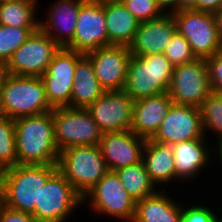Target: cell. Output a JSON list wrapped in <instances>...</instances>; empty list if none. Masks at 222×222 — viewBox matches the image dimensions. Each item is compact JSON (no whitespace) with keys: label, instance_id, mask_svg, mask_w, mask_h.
Instances as JSON below:
<instances>
[{"label":"cell","instance_id":"cell-20","mask_svg":"<svg viewBox=\"0 0 222 222\" xmlns=\"http://www.w3.org/2000/svg\"><path fill=\"white\" fill-rule=\"evenodd\" d=\"M207 138H196L172 145L175 164V181L194 179L213 161L212 146ZM207 145V146H206ZM210 147V148H209ZM210 162V163H209ZM202 169V170H201ZM181 179V180H180Z\"/></svg>","mask_w":222,"mask_h":222},{"label":"cell","instance_id":"cell-26","mask_svg":"<svg viewBox=\"0 0 222 222\" xmlns=\"http://www.w3.org/2000/svg\"><path fill=\"white\" fill-rule=\"evenodd\" d=\"M37 0L0 2V24L19 28H39Z\"/></svg>","mask_w":222,"mask_h":222},{"label":"cell","instance_id":"cell-38","mask_svg":"<svg viewBox=\"0 0 222 222\" xmlns=\"http://www.w3.org/2000/svg\"><path fill=\"white\" fill-rule=\"evenodd\" d=\"M9 76L10 72L8 62L5 60H0V95L1 90Z\"/></svg>","mask_w":222,"mask_h":222},{"label":"cell","instance_id":"cell-29","mask_svg":"<svg viewBox=\"0 0 222 222\" xmlns=\"http://www.w3.org/2000/svg\"><path fill=\"white\" fill-rule=\"evenodd\" d=\"M203 131L222 137V94L212 92L200 106ZM208 129V130H207ZM207 130V131H206Z\"/></svg>","mask_w":222,"mask_h":222},{"label":"cell","instance_id":"cell-11","mask_svg":"<svg viewBox=\"0 0 222 222\" xmlns=\"http://www.w3.org/2000/svg\"><path fill=\"white\" fill-rule=\"evenodd\" d=\"M61 47L40 27L8 61L12 75L41 77Z\"/></svg>","mask_w":222,"mask_h":222},{"label":"cell","instance_id":"cell-39","mask_svg":"<svg viewBox=\"0 0 222 222\" xmlns=\"http://www.w3.org/2000/svg\"><path fill=\"white\" fill-rule=\"evenodd\" d=\"M199 0H179V10L196 9L198 10Z\"/></svg>","mask_w":222,"mask_h":222},{"label":"cell","instance_id":"cell-12","mask_svg":"<svg viewBox=\"0 0 222 222\" xmlns=\"http://www.w3.org/2000/svg\"><path fill=\"white\" fill-rule=\"evenodd\" d=\"M83 55L61 47L40 77L44 83L47 101L52 108L70 107L75 68Z\"/></svg>","mask_w":222,"mask_h":222},{"label":"cell","instance_id":"cell-42","mask_svg":"<svg viewBox=\"0 0 222 222\" xmlns=\"http://www.w3.org/2000/svg\"><path fill=\"white\" fill-rule=\"evenodd\" d=\"M4 206H5V204H4L3 192H2V190H0V216L3 211Z\"/></svg>","mask_w":222,"mask_h":222},{"label":"cell","instance_id":"cell-9","mask_svg":"<svg viewBox=\"0 0 222 222\" xmlns=\"http://www.w3.org/2000/svg\"><path fill=\"white\" fill-rule=\"evenodd\" d=\"M168 93L174 104L200 107L212 93L207 60L196 58L174 67Z\"/></svg>","mask_w":222,"mask_h":222},{"label":"cell","instance_id":"cell-8","mask_svg":"<svg viewBox=\"0 0 222 222\" xmlns=\"http://www.w3.org/2000/svg\"><path fill=\"white\" fill-rule=\"evenodd\" d=\"M83 204V198L57 170L39 195V206L31 213L38 222H66Z\"/></svg>","mask_w":222,"mask_h":222},{"label":"cell","instance_id":"cell-4","mask_svg":"<svg viewBox=\"0 0 222 222\" xmlns=\"http://www.w3.org/2000/svg\"><path fill=\"white\" fill-rule=\"evenodd\" d=\"M57 167L82 198L109 171L99 145L73 146L61 151Z\"/></svg>","mask_w":222,"mask_h":222},{"label":"cell","instance_id":"cell-18","mask_svg":"<svg viewBox=\"0 0 222 222\" xmlns=\"http://www.w3.org/2000/svg\"><path fill=\"white\" fill-rule=\"evenodd\" d=\"M177 31L172 14L158 19L140 22L132 43L128 46L132 55L163 54Z\"/></svg>","mask_w":222,"mask_h":222},{"label":"cell","instance_id":"cell-7","mask_svg":"<svg viewBox=\"0 0 222 222\" xmlns=\"http://www.w3.org/2000/svg\"><path fill=\"white\" fill-rule=\"evenodd\" d=\"M177 31L190 44L196 58H209L222 49L213 13L196 9L172 13Z\"/></svg>","mask_w":222,"mask_h":222},{"label":"cell","instance_id":"cell-5","mask_svg":"<svg viewBox=\"0 0 222 222\" xmlns=\"http://www.w3.org/2000/svg\"><path fill=\"white\" fill-rule=\"evenodd\" d=\"M40 77L12 75L0 95V115L11 119L52 111Z\"/></svg>","mask_w":222,"mask_h":222},{"label":"cell","instance_id":"cell-46","mask_svg":"<svg viewBox=\"0 0 222 222\" xmlns=\"http://www.w3.org/2000/svg\"><path fill=\"white\" fill-rule=\"evenodd\" d=\"M4 1H12V0H0V2H4Z\"/></svg>","mask_w":222,"mask_h":222},{"label":"cell","instance_id":"cell-14","mask_svg":"<svg viewBox=\"0 0 222 222\" xmlns=\"http://www.w3.org/2000/svg\"><path fill=\"white\" fill-rule=\"evenodd\" d=\"M135 100L123 90L105 91L86 109L103 133L130 131Z\"/></svg>","mask_w":222,"mask_h":222},{"label":"cell","instance_id":"cell-27","mask_svg":"<svg viewBox=\"0 0 222 222\" xmlns=\"http://www.w3.org/2000/svg\"><path fill=\"white\" fill-rule=\"evenodd\" d=\"M127 193L138 202L158 190L151 181L143 161L115 171Z\"/></svg>","mask_w":222,"mask_h":222},{"label":"cell","instance_id":"cell-17","mask_svg":"<svg viewBox=\"0 0 222 222\" xmlns=\"http://www.w3.org/2000/svg\"><path fill=\"white\" fill-rule=\"evenodd\" d=\"M146 139L130 131L103 133L99 147L109 171L142 161Z\"/></svg>","mask_w":222,"mask_h":222},{"label":"cell","instance_id":"cell-13","mask_svg":"<svg viewBox=\"0 0 222 222\" xmlns=\"http://www.w3.org/2000/svg\"><path fill=\"white\" fill-rule=\"evenodd\" d=\"M108 46L104 4L86 0L79 9L73 40L67 49L87 54Z\"/></svg>","mask_w":222,"mask_h":222},{"label":"cell","instance_id":"cell-22","mask_svg":"<svg viewBox=\"0 0 222 222\" xmlns=\"http://www.w3.org/2000/svg\"><path fill=\"white\" fill-rule=\"evenodd\" d=\"M182 202L158 191L136 202L132 222H182Z\"/></svg>","mask_w":222,"mask_h":222},{"label":"cell","instance_id":"cell-15","mask_svg":"<svg viewBox=\"0 0 222 222\" xmlns=\"http://www.w3.org/2000/svg\"><path fill=\"white\" fill-rule=\"evenodd\" d=\"M196 138H207L203 131L200 107L173 104L151 140L173 145Z\"/></svg>","mask_w":222,"mask_h":222},{"label":"cell","instance_id":"cell-31","mask_svg":"<svg viewBox=\"0 0 222 222\" xmlns=\"http://www.w3.org/2000/svg\"><path fill=\"white\" fill-rule=\"evenodd\" d=\"M163 54L174 67L190 63L196 59L187 39L178 31L175 32L170 43L165 47Z\"/></svg>","mask_w":222,"mask_h":222},{"label":"cell","instance_id":"cell-19","mask_svg":"<svg viewBox=\"0 0 222 222\" xmlns=\"http://www.w3.org/2000/svg\"><path fill=\"white\" fill-rule=\"evenodd\" d=\"M86 0H55L39 27L60 47H66L74 37L80 6Z\"/></svg>","mask_w":222,"mask_h":222},{"label":"cell","instance_id":"cell-28","mask_svg":"<svg viewBox=\"0 0 222 222\" xmlns=\"http://www.w3.org/2000/svg\"><path fill=\"white\" fill-rule=\"evenodd\" d=\"M17 165L15 122L0 115V166L5 170Z\"/></svg>","mask_w":222,"mask_h":222},{"label":"cell","instance_id":"cell-34","mask_svg":"<svg viewBox=\"0 0 222 222\" xmlns=\"http://www.w3.org/2000/svg\"><path fill=\"white\" fill-rule=\"evenodd\" d=\"M212 92L222 94V49L206 59Z\"/></svg>","mask_w":222,"mask_h":222},{"label":"cell","instance_id":"cell-32","mask_svg":"<svg viewBox=\"0 0 222 222\" xmlns=\"http://www.w3.org/2000/svg\"><path fill=\"white\" fill-rule=\"evenodd\" d=\"M122 3L140 22L155 20L165 14L156 0H122Z\"/></svg>","mask_w":222,"mask_h":222},{"label":"cell","instance_id":"cell-30","mask_svg":"<svg viewBox=\"0 0 222 222\" xmlns=\"http://www.w3.org/2000/svg\"><path fill=\"white\" fill-rule=\"evenodd\" d=\"M38 28H19L0 24V60L9 61L14 52Z\"/></svg>","mask_w":222,"mask_h":222},{"label":"cell","instance_id":"cell-24","mask_svg":"<svg viewBox=\"0 0 222 222\" xmlns=\"http://www.w3.org/2000/svg\"><path fill=\"white\" fill-rule=\"evenodd\" d=\"M109 45L129 46L138 30L137 20L122 2L104 3Z\"/></svg>","mask_w":222,"mask_h":222},{"label":"cell","instance_id":"cell-33","mask_svg":"<svg viewBox=\"0 0 222 222\" xmlns=\"http://www.w3.org/2000/svg\"><path fill=\"white\" fill-rule=\"evenodd\" d=\"M211 208L201 203L192 206L182 205V222H213L216 214Z\"/></svg>","mask_w":222,"mask_h":222},{"label":"cell","instance_id":"cell-25","mask_svg":"<svg viewBox=\"0 0 222 222\" xmlns=\"http://www.w3.org/2000/svg\"><path fill=\"white\" fill-rule=\"evenodd\" d=\"M105 90L95 76L90 59L84 54L78 61L70 98V108L86 109L99 99Z\"/></svg>","mask_w":222,"mask_h":222},{"label":"cell","instance_id":"cell-2","mask_svg":"<svg viewBox=\"0 0 222 222\" xmlns=\"http://www.w3.org/2000/svg\"><path fill=\"white\" fill-rule=\"evenodd\" d=\"M57 165H19L5 169L2 192L5 206L32 213L39 206V195Z\"/></svg>","mask_w":222,"mask_h":222},{"label":"cell","instance_id":"cell-40","mask_svg":"<svg viewBox=\"0 0 222 222\" xmlns=\"http://www.w3.org/2000/svg\"><path fill=\"white\" fill-rule=\"evenodd\" d=\"M215 142H217L215 143L216 145H214V143L212 145V155H214L215 159L217 158L216 160L218 159L220 160L221 166H222V137L218 138ZM213 146H216V147H213Z\"/></svg>","mask_w":222,"mask_h":222},{"label":"cell","instance_id":"cell-44","mask_svg":"<svg viewBox=\"0 0 222 222\" xmlns=\"http://www.w3.org/2000/svg\"><path fill=\"white\" fill-rule=\"evenodd\" d=\"M95 1H97L99 3H102V4H104V3L122 2V0H95Z\"/></svg>","mask_w":222,"mask_h":222},{"label":"cell","instance_id":"cell-37","mask_svg":"<svg viewBox=\"0 0 222 222\" xmlns=\"http://www.w3.org/2000/svg\"><path fill=\"white\" fill-rule=\"evenodd\" d=\"M156 2L165 14L179 11V0H156Z\"/></svg>","mask_w":222,"mask_h":222},{"label":"cell","instance_id":"cell-6","mask_svg":"<svg viewBox=\"0 0 222 222\" xmlns=\"http://www.w3.org/2000/svg\"><path fill=\"white\" fill-rule=\"evenodd\" d=\"M52 117L59 152L73 146H97L103 137L102 130L87 109L53 108Z\"/></svg>","mask_w":222,"mask_h":222},{"label":"cell","instance_id":"cell-3","mask_svg":"<svg viewBox=\"0 0 222 222\" xmlns=\"http://www.w3.org/2000/svg\"><path fill=\"white\" fill-rule=\"evenodd\" d=\"M173 69L164 54L131 55L123 91L133 100L167 93Z\"/></svg>","mask_w":222,"mask_h":222},{"label":"cell","instance_id":"cell-23","mask_svg":"<svg viewBox=\"0 0 222 222\" xmlns=\"http://www.w3.org/2000/svg\"><path fill=\"white\" fill-rule=\"evenodd\" d=\"M142 161L151 181L156 187L175 181V164L172 145L147 139L143 148Z\"/></svg>","mask_w":222,"mask_h":222},{"label":"cell","instance_id":"cell-35","mask_svg":"<svg viewBox=\"0 0 222 222\" xmlns=\"http://www.w3.org/2000/svg\"><path fill=\"white\" fill-rule=\"evenodd\" d=\"M0 222H38L31 213L21 212L4 206Z\"/></svg>","mask_w":222,"mask_h":222},{"label":"cell","instance_id":"cell-45","mask_svg":"<svg viewBox=\"0 0 222 222\" xmlns=\"http://www.w3.org/2000/svg\"><path fill=\"white\" fill-rule=\"evenodd\" d=\"M218 213H216L214 219H213V222H222V217L217 215Z\"/></svg>","mask_w":222,"mask_h":222},{"label":"cell","instance_id":"cell-21","mask_svg":"<svg viewBox=\"0 0 222 222\" xmlns=\"http://www.w3.org/2000/svg\"><path fill=\"white\" fill-rule=\"evenodd\" d=\"M173 104L168 92L135 100L130 130L146 140L152 139Z\"/></svg>","mask_w":222,"mask_h":222},{"label":"cell","instance_id":"cell-41","mask_svg":"<svg viewBox=\"0 0 222 222\" xmlns=\"http://www.w3.org/2000/svg\"><path fill=\"white\" fill-rule=\"evenodd\" d=\"M217 28L218 36L222 42V8L213 13Z\"/></svg>","mask_w":222,"mask_h":222},{"label":"cell","instance_id":"cell-43","mask_svg":"<svg viewBox=\"0 0 222 222\" xmlns=\"http://www.w3.org/2000/svg\"><path fill=\"white\" fill-rule=\"evenodd\" d=\"M4 172L5 170L0 166V190H2V186H3Z\"/></svg>","mask_w":222,"mask_h":222},{"label":"cell","instance_id":"cell-1","mask_svg":"<svg viewBox=\"0 0 222 222\" xmlns=\"http://www.w3.org/2000/svg\"><path fill=\"white\" fill-rule=\"evenodd\" d=\"M19 165H57L52 111L14 119Z\"/></svg>","mask_w":222,"mask_h":222},{"label":"cell","instance_id":"cell-36","mask_svg":"<svg viewBox=\"0 0 222 222\" xmlns=\"http://www.w3.org/2000/svg\"><path fill=\"white\" fill-rule=\"evenodd\" d=\"M222 8V0H199L198 10L214 13Z\"/></svg>","mask_w":222,"mask_h":222},{"label":"cell","instance_id":"cell-10","mask_svg":"<svg viewBox=\"0 0 222 222\" xmlns=\"http://www.w3.org/2000/svg\"><path fill=\"white\" fill-rule=\"evenodd\" d=\"M94 213L132 222L136 202L127 193L115 171H108L103 178L83 197Z\"/></svg>","mask_w":222,"mask_h":222},{"label":"cell","instance_id":"cell-16","mask_svg":"<svg viewBox=\"0 0 222 222\" xmlns=\"http://www.w3.org/2000/svg\"><path fill=\"white\" fill-rule=\"evenodd\" d=\"M85 55L90 59L95 76L105 91L124 90L128 62L132 55L128 46L109 45Z\"/></svg>","mask_w":222,"mask_h":222}]
</instances>
